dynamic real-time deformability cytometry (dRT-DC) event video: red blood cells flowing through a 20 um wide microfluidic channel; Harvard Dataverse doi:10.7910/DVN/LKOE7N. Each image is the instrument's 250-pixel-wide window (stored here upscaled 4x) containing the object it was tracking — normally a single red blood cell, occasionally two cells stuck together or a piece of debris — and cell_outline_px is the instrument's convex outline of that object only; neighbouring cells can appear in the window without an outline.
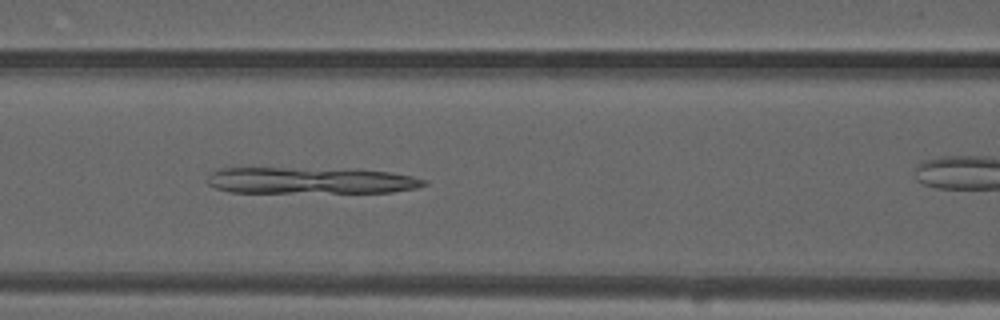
{"species": "common noctule bat (a hibernating species)", "species_latin": "Nyctalus noctula", "temperature_condition": "warm", "stored_images_in_passage": 30, "camera_frame_rate_fps": 3000, "um_per_image_px": 0.085, "animal": {"sex": "male", "forearm_length_mm": 52.5}, "frame": {"image": 1, "passage_image": 13, "time_ms": 4.0, "image_size_px": [1000, 320], "cell_outline_px": [[428, 184], [416, 188], [392, 192], [228, 192], [216, 188], [208, 184], [208, 176], [212, 172], [220, 168], [356, 168], [392, 172], [412, 176], [428, 180]], "centroid_in_image_um": [26.46, 15.33], "position_along_channel_um": 140.1, "area_um2": 33.93}}
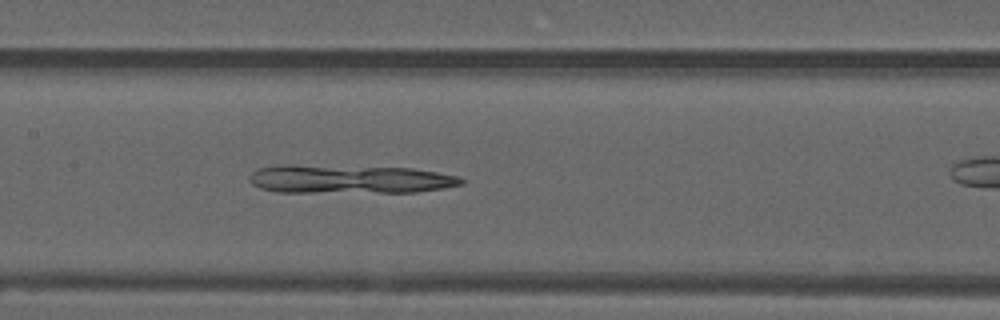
{"frame": {"image": 2, "passage_image": 16, "time_ms": 5.0, "image_size_px": [1000, 320], "cell_outline_px": [[464, 184], [444, 188], [416, 192], [280, 192], [260, 188], [252, 184], [248, 180], [248, 176], [252, 172], [260, 168], [284, 164], [292, 164], [412, 168], [460, 176], [464, 180]], "centroid_in_image_um": [29.7, 15.22], "position_along_channel_um": 177.7, "area_um2": 35.6}}